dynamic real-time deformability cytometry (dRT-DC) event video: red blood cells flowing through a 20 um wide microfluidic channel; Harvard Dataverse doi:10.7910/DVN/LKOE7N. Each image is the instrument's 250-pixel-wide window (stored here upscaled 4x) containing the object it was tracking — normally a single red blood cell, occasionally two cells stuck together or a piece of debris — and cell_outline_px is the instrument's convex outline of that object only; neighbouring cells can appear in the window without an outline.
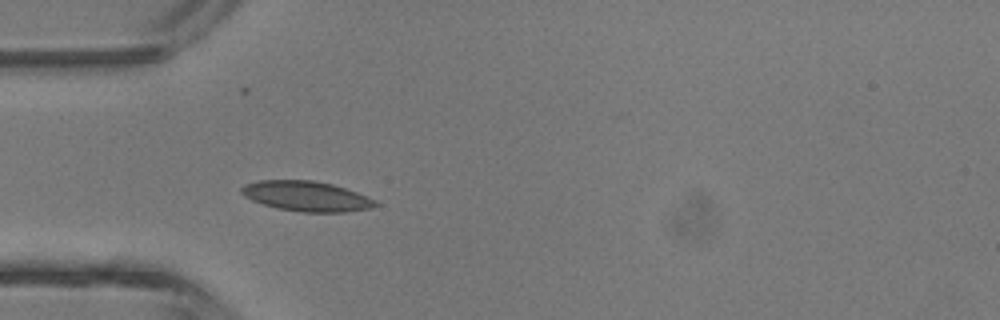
{"species": "common noctule bat (a hibernating species)", "species_latin": "Nyctalus noctula", "temperature_condition": "room temperature", "stored_images_in_passage": 5, "camera_frame_rate_fps": 3000, "um_per_image_px": 0.085, "animal": {"sex": "male", "body_mass_g": 13.3}, "frame": {"image": 1, "passage_image": 5, "time_ms": 4.667, "image_size_px": [1000, 320], "cell_outline_px": [[380, 204], [372, 208], [344, 212], [300, 212], [276, 208], [252, 200], [244, 196], [240, 192], [240, 188], [244, 184], [260, 180], [312, 180], [332, 184], [356, 192], [376, 200]], "centroid_in_image_um": [26.04, 16.68], "position_along_channel_um": 59.0, "area_um2": 23.52}}